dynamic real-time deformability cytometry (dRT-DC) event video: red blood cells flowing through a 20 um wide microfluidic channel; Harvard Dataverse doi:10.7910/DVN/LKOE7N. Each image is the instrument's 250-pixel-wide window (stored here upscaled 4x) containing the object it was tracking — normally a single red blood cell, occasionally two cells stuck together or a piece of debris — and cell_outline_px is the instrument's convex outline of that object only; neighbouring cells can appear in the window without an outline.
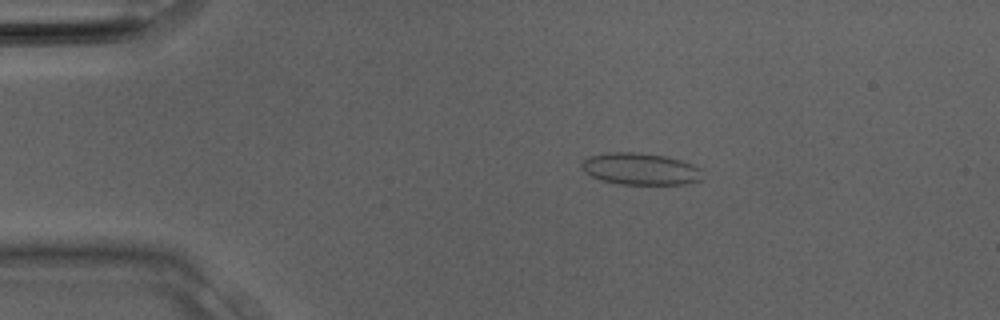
{"species": "Egyptian fruit bat (a non-hibernating species)", "species_latin": "Rousettus aegyptiacus", "temperature_condition": "room temperature", "stored_images_in_passage": 31, "camera_frame_rate_fps": 3000, "um_per_image_px": 0.085, "animal": {"sex": "male"}, "frame": {"image": 1, "passage_image": 5, "time_ms": 1.333, "image_size_px": [1000, 320], "cell_outline_px": [[700, 180], [684, 184], [620, 184], [600, 180], [584, 172], [580, 168], [580, 160], [588, 156], [608, 152], [640, 152], [664, 156], [680, 160], [692, 164], [700, 168]], "centroid_in_image_um": [54.34, 14.35], "position_along_channel_um": 30.7, "area_um2": 22.54}}
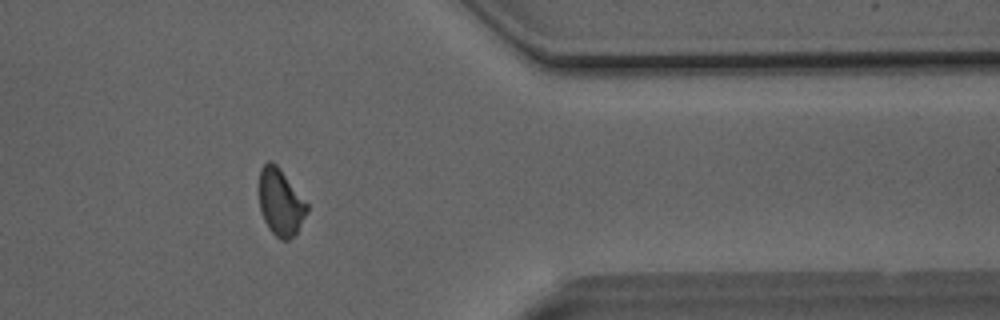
{"frame": {"image": 2, "passage_image": 25, "time_ms": 8.0, "image_size_px": [1000, 320], "cell_outline_px": [[308, 208], [296, 232], [288, 240], [280, 240], [268, 228], [264, 220], [260, 208], [260, 168], [268, 160], [272, 160], [280, 168], [308, 204]], "centroid_in_image_um": [23.83, 17.17], "position_along_channel_um": 387.6, "area_um2": 18.32}}
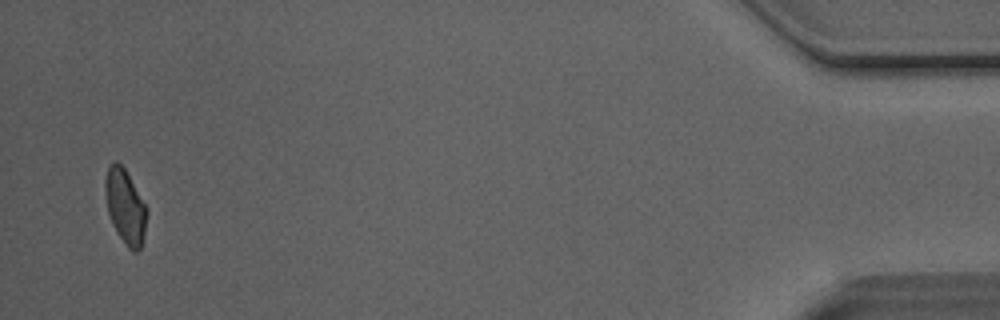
{"frame": {"image": 3, "passage_image": 30, "time_ms": 9.667, "image_size_px": [1000, 320], "cell_outline_px": [[148, 212], [144, 232], [140, 248], [136, 252], [132, 252], [128, 248], [116, 232], [112, 224], [108, 212], [104, 192], [104, 180], [108, 168], [112, 160], [116, 160], [124, 168], [148, 208]], "centroid_in_image_um": [10.63, 17.54], "position_along_channel_um": 424.6, "area_um2": 18.15}}